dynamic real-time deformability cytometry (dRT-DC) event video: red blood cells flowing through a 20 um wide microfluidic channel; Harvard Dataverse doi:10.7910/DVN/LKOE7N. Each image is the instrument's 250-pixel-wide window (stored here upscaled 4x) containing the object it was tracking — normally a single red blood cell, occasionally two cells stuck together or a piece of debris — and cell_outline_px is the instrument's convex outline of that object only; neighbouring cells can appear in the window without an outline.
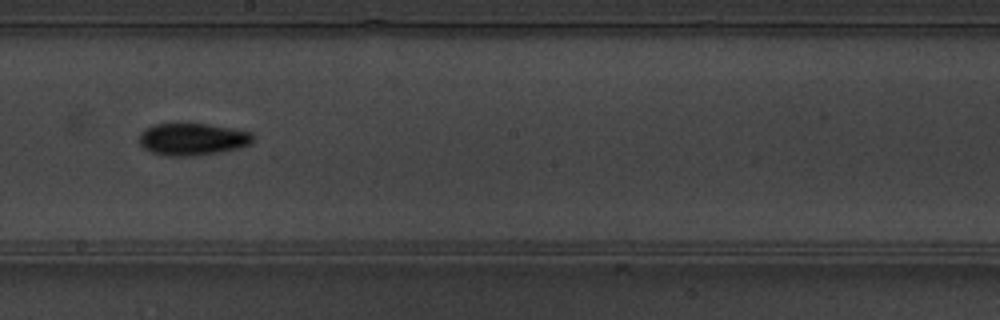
{"species": "common noctule bat (a hibernating species)", "species_latin": "Nyctalus noctula", "temperature_condition": "warm", "stored_images_in_passage": 9, "camera_frame_rate_fps": 3000, "um_per_image_px": 0.085, "animal": {"sex": "male", "body_mass_g": 19.5, "forearm_length_mm": 54.6}, "frame": {"image": 1, "passage_image": 9, "time_ms": 2.667, "image_size_px": [1000, 320], "cell_outline_px": [[256, 136], [252, 144], [240, 148], [196, 156], [168, 156], [152, 152], [144, 148], [140, 144], [140, 132], [144, 128], [152, 124], [204, 124], [232, 128], [252, 132]], "centroid_in_image_um": [16.4, 11.83], "position_along_channel_um": 231.8, "area_um2": 21.5}}